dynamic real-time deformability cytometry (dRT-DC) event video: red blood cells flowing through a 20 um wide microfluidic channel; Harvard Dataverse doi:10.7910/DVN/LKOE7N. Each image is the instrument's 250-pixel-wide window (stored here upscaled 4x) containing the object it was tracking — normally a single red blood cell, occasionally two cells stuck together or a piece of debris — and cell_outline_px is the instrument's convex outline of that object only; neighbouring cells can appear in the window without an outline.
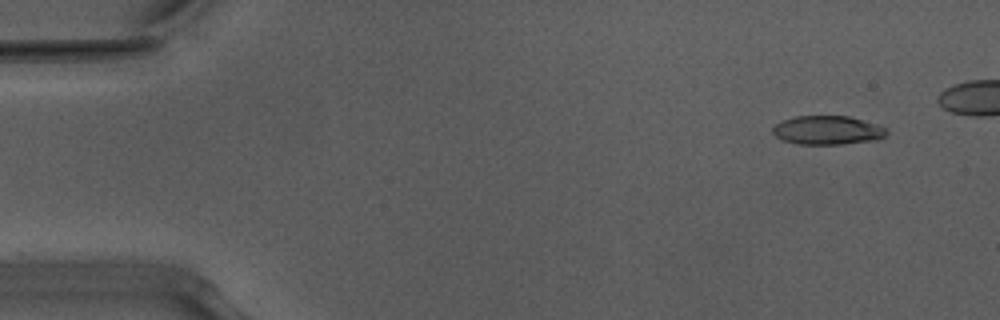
{"species": "Egyptian fruit bat (a non-hibernating species)", "species_latin": "Rousettus aegyptiacus", "temperature_condition": "warm", "stored_images_in_passage": 44, "camera_frame_rate_fps": 3000, "um_per_image_px": 0.085, "animal": {"sex": "male"}, "frame": {"image": 1, "passage_image": 2, "time_ms": 0.333, "image_size_px": [1000, 320], "cell_outline_px": [[888, 132], [880, 140], [844, 144], [796, 144], [784, 140], [776, 136], [772, 132], [772, 128], [780, 120], [796, 116], [848, 116], [888, 128]], "centroid_in_image_um": [70.35, 11.07], "position_along_channel_um": 14.7, "area_um2": 19.25}}
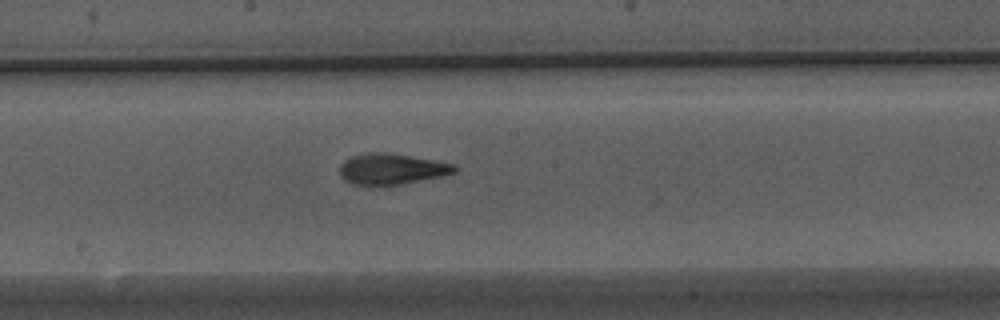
{"frame": {"image": 2, "passage_image": 26, "time_ms": 8.333, "image_size_px": [1000, 320], "cell_outline_px": [[456, 172], [440, 176], [400, 184], [352, 184], [344, 180], [340, 176], [340, 164], [344, 160], [352, 156], [368, 152], [384, 152], [432, 160], [452, 164], [456, 168]], "centroid_in_image_um": [33.22, 14.35], "position_along_channel_um": 215.0, "area_um2": 20.11}}
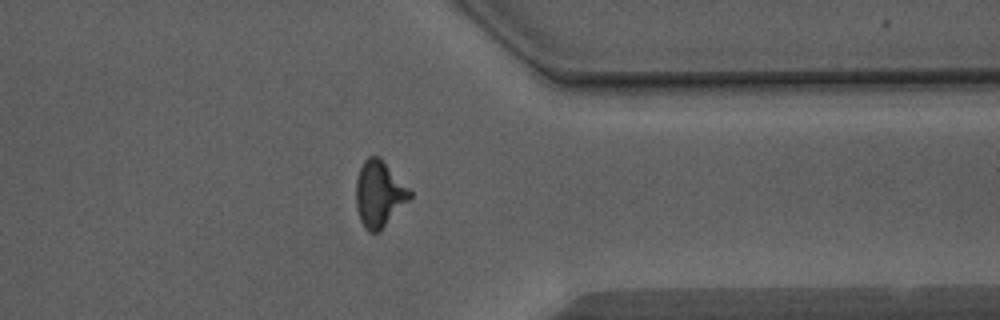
{"frame": {"image": 3, "passage_image": 39, "time_ms": 12.667, "image_size_px": [1000, 320], "cell_outline_px": [[412, 196], [380, 232], [368, 232], [364, 228], [360, 220], [356, 208], [356, 180], [360, 168], [364, 160], [368, 156], [380, 156], [412, 192]], "centroid_in_image_um": [32.21, 16.49], "position_along_channel_um": 379.2, "area_um2": 20.81}}